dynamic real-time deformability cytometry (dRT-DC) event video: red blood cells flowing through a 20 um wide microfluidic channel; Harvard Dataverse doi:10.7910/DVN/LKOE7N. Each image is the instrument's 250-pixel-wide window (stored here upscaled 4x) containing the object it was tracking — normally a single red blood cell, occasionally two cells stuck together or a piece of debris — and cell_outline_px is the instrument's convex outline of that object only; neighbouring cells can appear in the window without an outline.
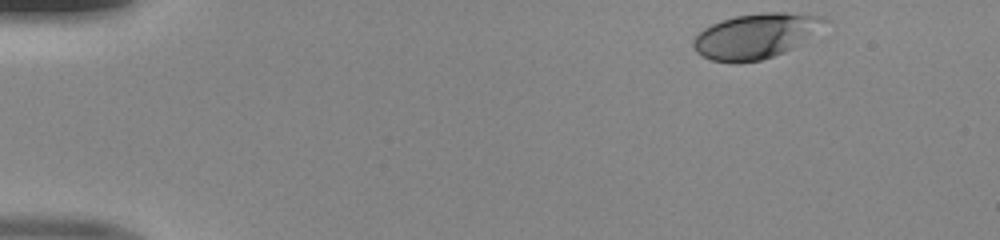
{"species": "human", "species_latin": "Homo sapiens", "temperature_condition": "room temperature", "stored_images_in_passage": 45, "camera_frame_rate_fps": 3000, "um_per_image_px": 0.085, "donor": {"sex": "male"}, "frame": {"image": 1, "passage_image": 1, "time_ms": 0.0, "image_size_px": [1000, 240], "cell_outline_px": [[832, 20], [792, 48], [784, 52], [760, 60], [736, 64], [732, 64], [712, 60], [696, 52], [692, 44], [692, 40], [704, 28], [720, 20], [736, 16], [764, 12], [784, 12], [824, 16]], "centroid_in_image_um": [64.22, 3.05], "position_along_channel_um": 20.8, "area_um2": 34.39}}
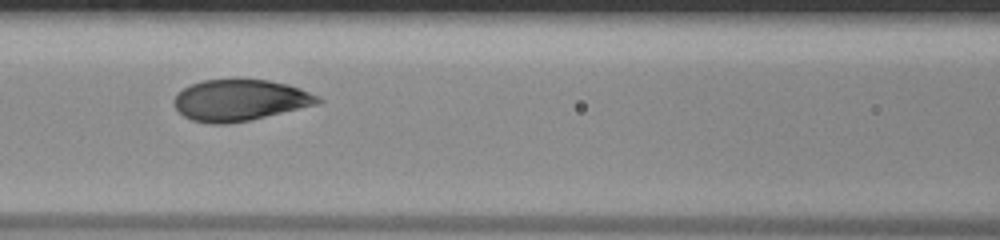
{"frame": {"image": 2, "passage_image": 18, "time_ms": 5.667, "image_size_px": [1000, 240], "cell_outline_px": [[324, 100], [320, 104], [248, 120], [228, 124], [208, 124], [192, 120], [184, 116], [176, 108], [172, 100], [176, 92], [192, 84], [204, 80], [236, 76], [268, 80], [288, 84], [300, 88], [320, 96]], "centroid_in_image_um": [20.4, 8.47], "position_along_channel_um": 146.2, "area_um2": 35.6}}
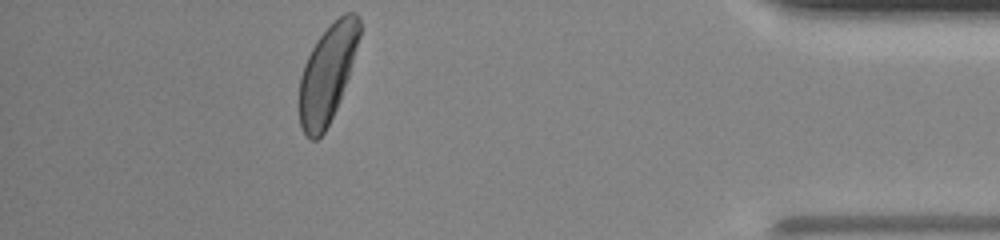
{"frame": {"image": 3, "passage_image": 40, "time_ms": 13.0, "image_size_px": [1000, 240], "cell_outline_px": [[360, 36], [348, 76], [336, 108], [324, 132], [316, 140], [312, 140], [304, 132], [300, 124], [296, 104], [300, 76], [304, 64], [316, 40], [344, 12], [356, 12], [360, 20]], "centroid_in_image_um": [27.78, 6.29], "position_along_channel_um": 407.4, "area_um2": 34.1}}